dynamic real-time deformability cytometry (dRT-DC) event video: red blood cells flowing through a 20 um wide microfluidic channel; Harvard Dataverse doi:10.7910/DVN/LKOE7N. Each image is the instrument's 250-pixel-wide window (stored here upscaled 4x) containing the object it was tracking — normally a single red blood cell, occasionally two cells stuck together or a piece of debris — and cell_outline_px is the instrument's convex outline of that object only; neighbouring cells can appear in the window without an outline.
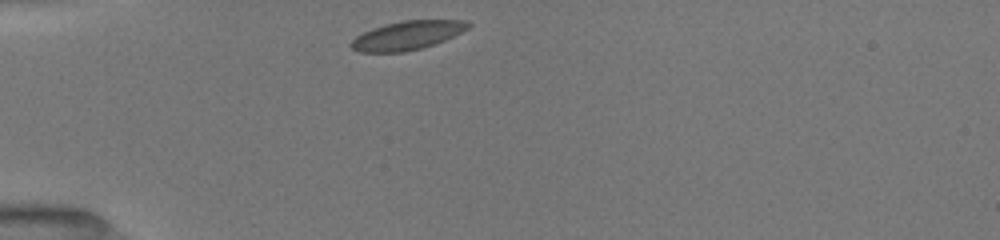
{"species": "common noctule bat (a hibernating species)", "species_latin": "Nyctalus noctula", "temperature_condition": "room temperature", "stored_images_in_passage": 37, "camera_frame_rate_fps": 3000, "um_per_image_px": 0.085, "animal": {"sex": "female", "body_mass_g": 19.5, "forearm_length_mm": 54.1}, "frame": {"image": 1, "passage_image": 1, "time_ms": 0.0, "image_size_px": [1000, 240], "cell_outline_px": [[472, 24], [468, 28], [436, 44], [404, 52], [360, 52], [352, 48], [348, 44], [356, 36], [372, 28], [384, 24], [404, 20], [468, 20]], "centroid_in_image_um": [34.61, 3.0], "position_along_channel_um": 50.4, "area_um2": 19.59}}
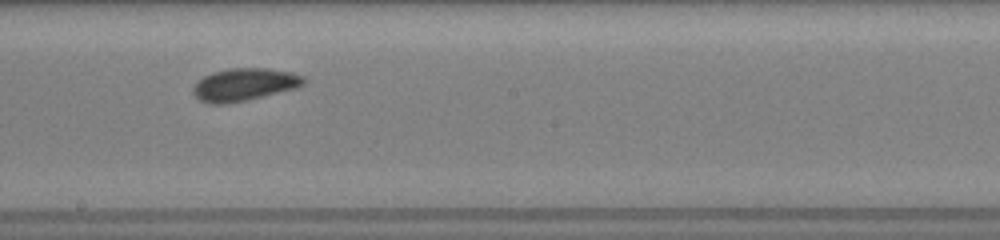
{"frame": {"image": 2, "passage_image": 16, "time_ms": 5.0, "image_size_px": [1000, 240], "cell_outline_px": [[304, 84], [296, 88], [244, 100], [224, 104], [208, 104], [200, 100], [192, 92], [192, 88], [196, 80], [212, 72], [228, 68], [268, 68], [292, 72], [304, 76]], "centroid_in_image_um": [20.72, 7.17], "position_along_channel_um": 227.5, "area_um2": 20.98}}
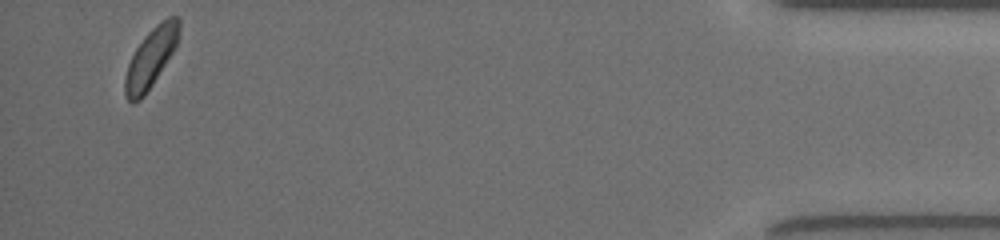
{"frame": {"image": 3, "passage_image": 36, "time_ms": 11.667, "image_size_px": [1000, 240], "cell_outline_px": [[180, 32], [176, 48], [144, 96], [140, 100], [132, 104], [124, 96], [124, 76], [128, 64], [136, 48], [144, 36], [156, 24], [168, 16], [180, 16]], "centroid_in_image_um": [12.83, 4.91], "position_along_channel_um": 422.4, "area_um2": 18.9}}